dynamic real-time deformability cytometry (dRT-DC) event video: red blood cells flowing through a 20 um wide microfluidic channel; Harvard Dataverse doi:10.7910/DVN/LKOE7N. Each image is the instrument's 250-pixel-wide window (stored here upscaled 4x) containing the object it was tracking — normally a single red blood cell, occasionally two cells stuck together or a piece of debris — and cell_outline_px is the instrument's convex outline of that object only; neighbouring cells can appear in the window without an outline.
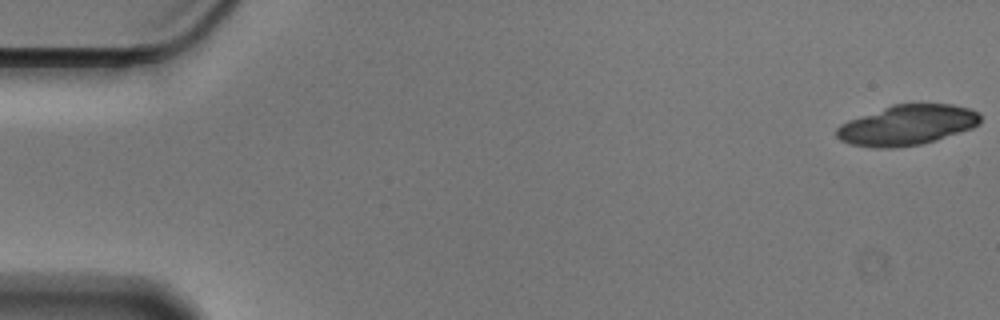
{"species": "Egyptian fruit bat (a non-hibernating species)", "species_latin": "Rousettus aegyptiacus", "temperature_condition": "cold", "stored_images_in_passage": 19, "camera_frame_rate_fps": 3000, "um_per_image_px": 0.085, "animal": {"sex": "male"}, "frame": {"image": 1, "passage_image": 1, "time_ms": 0.0, "image_size_px": [1000, 320], "cell_outline_px": [[980, 124], [972, 128], [936, 140], [920, 144], [892, 148], [876, 148], [848, 144], [840, 140], [836, 136], [836, 128], [840, 124], [848, 120], [892, 104], [952, 104], [972, 108], [980, 112]], "centroid_in_image_um": [77.11, 10.63], "position_along_channel_um": 7.9, "area_um2": 33.87}}
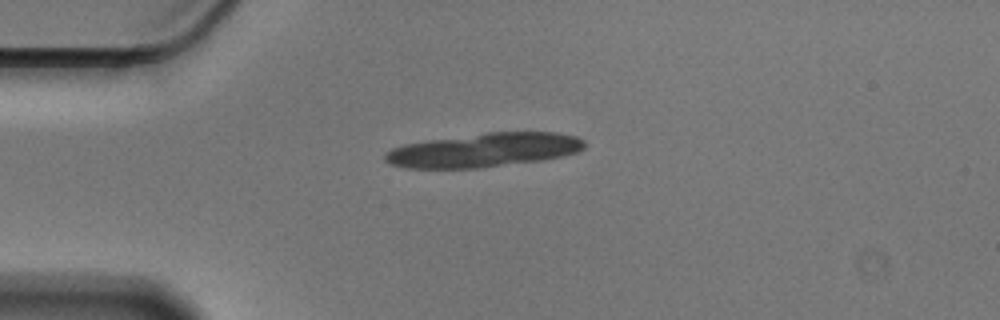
{"frame": {"image": 2, "passage_image": 14, "time_ms": 4.333, "image_size_px": [1000, 320], "cell_outline_px": [[584, 148], [576, 152], [564, 156], [540, 160], [480, 168], [404, 168], [388, 164], [384, 160], [384, 152], [392, 148], [404, 144], [488, 132], [556, 132], [576, 136], [584, 140]], "centroid_in_image_um": [41.11, 12.76], "position_along_channel_um": 43.9, "area_um2": 39.36}}